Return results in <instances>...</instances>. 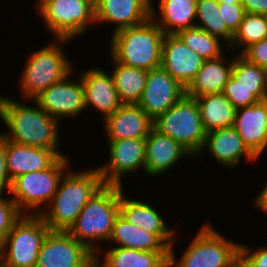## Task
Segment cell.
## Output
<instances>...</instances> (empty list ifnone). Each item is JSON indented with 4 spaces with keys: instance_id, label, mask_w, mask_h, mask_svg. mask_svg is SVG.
Instances as JSON below:
<instances>
[{
    "instance_id": "obj_25",
    "label": "cell",
    "mask_w": 267,
    "mask_h": 267,
    "mask_svg": "<svg viewBox=\"0 0 267 267\" xmlns=\"http://www.w3.org/2000/svg\"><path fill=\"white\" fill-rule=\"evenodd\" d=\"M225 58V55H222L217 59L205 60L195 78L186 87V96L196 98L206 94L222 93L233 68V59L226 61Z\"/></svg>"
},
{
    "instance_id": "obj_34",
    "label": "cell",
    "mask_w": 267,
    "mask_h": 267,
    "mask_svg": "<svg viewBox=\"0 0 267 267\" xmlns=\"http://www.w3.org/2000/svg\"><path fill=\"white\" fill-rule=\"evenodd\" d=\"M232 75L248 88H267V69L249 63L240 54L233 56Z\"/></svg>"
},
{
    "instance_id": "obj_15",
    "label": "cell",
    "mask_w": 267,
    "mask_h": 267,
    "mask_svg": "<svg viewBox=\"0 0 267 267\" xmlns=\"http://www.w3.org/2000/svg\"><path fill=\"white\" fill-rule=\"evenodd\" d=\"M205 59L193 52L176 34H165L161 67L187 87L203 66Z\"/></svg>"
},
{
    "instance_id": "obj_41",
    "label": "cell",
    "mask_w": 267,
    "mask_h": 267,
    "mask_svg": "<svg viewBox=\"0 0 267 267\" xmlns=\"http://www.w3.org/2000/svg\"><path fill=\"white\" fill-rule=\"evenodd\" d=\"M263 188L264 189L261 190L260 194L254 199L253 203L254 207L257 209L259 208L261 212H264L266 213L265 215H267V184Z\"/></svg>"
},
{
    "instance_id": "obj_13",
    "label": "cell",
    "mask_w": 267,
    "mask_h": 267,
    "mask_svg": "<svg viewBox=\"0 0 267 267\" xmlns=\"http://www.w3.org/2000/svg\"><path fill=\"white\" fill-rule=\"evenodd\" d=\"M74 70L64 79L50 85L34 101L51 117L74 118L86 110L84 87L81 77L71 78Z\"/></svg>"
},
{
    "instance_id": "obj_5",
    "label": "cell",
    "mask_w": 267,
    "mask_h": 267,
    "mask_svg": "<svg viewBox=\"0 0 267 267\" xmlns=\"http://www.w3.org/2000/svg\"><path fill=\"white\" fill-rule=\"evenodd\" d=\"M176 237L170 246L169 267H239L240 244L228 240L206 223L177 260Z\"/></svg>"
},
{
    "instance_id": "obj_18",
    "label": "cell",
    "mask_w": 267,
    "mask_h": 267,
    "mask_svg": "<svg viewBox=\"0 0 267 267\" xmlns=\"http://www.w3.org/2000/svg\"><path fill=\"white\" fill-rule=\"evenodd\" d=\"M79 76L84 87L86 110L94 107L102 114L104 121L122 105L111 74L102 68L92 67Z\"/></svg>"
},
{
    "instance_id": "obj_35",
    "label": "cell",
    "mask_w": 267,
    "mask_h": 267,
    "mask_svg": "<svg viewBox=\"0 0 267 267\" xmlns=\"http://www.w3.org/2000/svg\"><path fill=\"white\" fill-rule=\"evenodd\" d=\"M6 198L4 194H0V246L12 230L14 223L23 215L14 200L11 197Z\"/></svg>"
},
{
    "instance_id": "obj_19",
    "label": "cell",
    "mask_w": 267,
    "mask_h": 267,
    "mask_svg": "<svg viewBox=\"0 0 267 267\" xmlns=\"http://www.w3.org/2000/svg\"><path fill=\"white\" fill-rule=\"evenodd\" d=\"M204 149H207L221 166L231 169L237 167L243 158L252 163L258 161L233 126L207 132L202 151Z\"/></svg>"
},
{
    "instance_id": "obj_6",
    "label": "cell",
    "mask_w": 267,
    "mask_h": 267,
    "mask_svg": "<svg viewBox=\"0 0 267 267\" xmlns=\"http://www.w3.org/2000/svg\"><path fill=\"white\" fill-rule=\"evenodd\" d=\"M55 40L27 56L19 87L22 96L24 95L28 101L34 100L50 85L61 81L75 69L62 49V44L71 40Z\"/></svg>"
},
{
    "instance_id": "obj_28",
    "label": "cell",
    "mask_w": 267,
    "mask_h": 267,
    "mask_svg": "<svg viewBox=\"0 0 267 267\" xmlns=\"http://www.w3.org/2000/svg\"><path fill=\"white\" fill-rule=\"evenodd\" d=\"M195 99L206 132L234 125L237 109L223 93L206 94Z\"/></svg>"
},
{
    "instance_id": "obj_45",
    "label": "cell",
    "mask_w": 267,
    "mask_h": 267,
    "mask_svg": "<svg viewBox=\"0 0 267 267\" xmlns=\"http://www.w3.org/2000/svg\"><path fill=\"white\" fill-rule=\"evenodd\" d=\"M0 267H5L1 261H0Z\"/></svg>"
},
{
    "instance_id": "obj_36",
    "label": "cell",
    "mask_w": 267,
    "mask_h": 267,
    "mask_svg": "<svg viewBox=\"0 0 267 267\" xmlns=\"http://www.w3.org/2000/svg\"><path fill=\"white\" fill-rule=\"evenodd\" d=\"M253 249L240 243L239 267H267V246Z\"/></svg>"
},
{
    "instance_id": "obj_22",
    "label": "cell",
    "mask_w": 267,
    "mask_h": 267,
    "mask_svg": "<svg viewBox=\"0 0 267 267\" xmlns=\"http://www.w3.org/2000/svg\"><path fill=\"white\" fill-rule=\"evenodd\" d=\"M103 123L107 140L146 138L153 128V120L138 104H122Z\"/></svg>"
},
{
    "instance_id": "obj_30",
    "label": "cell",
    "mask_w": 267,
    "mask_h": 267,
    "mask_svg": "<svg viewBox=\"0 0 267 267\" xmlns=\"http://www.w3.org/2000/svg\"><path fill=\"white\" fill-rule=\"evenodd\" d=\"M198 20V21H197ZM210 35L219 37L226 44H231L234 34L227 28L226 23L220 14L217 0H197L196 25Z\"/></svg>"
},
{
    "instance_id": "obj_10",
    "label": "cell",
    "mask_w": 267,
    "mask_h": 267,
    "mask_svg": "<svg viewBox=\"0 0 267 267\" xmlns=\"http://www.w3.org/2000/svg\"><path fill=\"white\" fill-rule=\"evenodd\" d=\"M36 6L47 31L55 39L73 40L86 34L90 24L97 27L95 7L87 0H37Z\"/></svg>"
},
{
    "instance_id": "obj_7",
    "label": "cell",
    "mask_w": 267,
    "mask_h": 267,
    "mask_svg": "<svg viewBox=\"0 0 267 267\" xmlns=\"http://www.w3.org/2000/svg\"><path fill=\"white\" fill-rule=\"evenodd\" d=\"M69 160L67 155L60 156L49 168L20 175L11 181L9 194L22 214H41L54 197Z\"/></svg>"
},
{
    "instance_id": "obj_42",
    "label": "cell",
    "mask_w": 267,
    "mask_h": 267,
    "mask_svg": "<svg viewBox=\"0 0 267 267\" xmlns=\"http://www.w3.org/2000/svg\"><path fill=\"white\" fill-rule=\"evenodd\" d=\"M217 2L226 4H242V0H217Z\"/></svg>"
},
{
    "instance_id": "obj_3",
    "label": "cell",
    "mask_w": 267,
    "mask_h": 267,
    "mask_svg": "<svg viewBox=\"0 0 267 267\" xmlns=\"http://www.w3.org/2000/svg\"><path fill=\"white\" fill-rule=\"evenodd\" d=\"M121 186L104 184L90 198L68 233L94 254L102 252L98 241L108 243L116 218L120 215Z\"/></svg>"
},
{
    "instance_id": "obj_39",
    "label": "cell",
    "mask_w": 267,
    "mask_h": 267,
    "mask_svg": "<svg viewBox=\"0 0 267 267\" xmlns=\"http://www.w3.org/2000/svg\"><path fill=\"white\" fill-rule=\"evenodd\" d=\"M10 186L11 180L6 167V138L0 133V194L9 193Z\"/></svg>"
},
{
    "instance_id": "obj_2",
    "label": "cell",
    "mask_w": 267,
    "mask_h": 267,
    "mask_svg": "<svg viewBox=\"0 0 267 267\" xmlns=\"http://www.w3.org/2000/svg\"><path fill=\"white\" fill-rule=\"evenodd\" d=\"M104 185L98 168L67 170L51 202L41 212L50 231H68L90 198Z\"/></svg>"
},
{
    "instance_id": "obj_31",
    "label": "cell",
    "mask_w": 267,
    "mask_h": 267,
    "mask_svg": "<svg viewBox=\"0 0 267 267\" xmlns=\"http://www.w3.org/2000/svg\"><path fill=\"white\" fill-rule=\"evenodd\" d=\"M267 38V19L265 15L245 13L238 30L235 32L231 44L228 46L229 51L240 48L241 54L249 45L257 43ZM244 46V47H243Z\"/></svg>"
},
{
    "instance_id": "obj_27",
    "label": "cell",
    "mask_w": 267,
    "mask_h": 267,
    "mask_svg": "<svg viewBox=\"0 0 267 267\" xmlns=\"http://www.w3.org/2000/svg\"><path fill=\"white\" fill-rule=\"evenodd\" d=\"M118 247L141 251H170V248L154 233L129 223L121 214L116 218L109 239Z\"/></svg>"
},
{
    "instance_id": "obj_12",
    "label": "cell",
    "mask_w": 267,
    "mask_h": 267,
    "mask_svg": "<svg viewBox=\"0 0 267 267\" xmlns=\"http://www.w3.org/2000/svg\"><path fill=\"white\" fill-rule=\"evenodd\" d=\"M95 254L67 231H49L36 264L42 267H91Z\"/></svg>"
},
{
    "instance_id": "obj_17",
    "label": "cell",
    "mask_w": 267,
    "mask_h": 267,
    "mask_svg": "<svg viewBox=\"0 0 267 267\" xmlns=\"http://www.w3.org/2000/svg\"><path fill=\"white\" fill-rule=\"evenodd\" d=\"M94 7L95 23L114 24L112 33L140 25L151 15V0H98Z\"/></svg>"
},
{
    "instance_id": "obj_37",
    "label": "cell",
    "mask_w": 267,
    "mask_h": 267,
    "mask_svg": "<svg viewBox=\"0 0 267 267\" xmlns=\"http://www.w3.org/2000/svg\"><path fill=\"white\" fill-rule=\"evenodd\" d=\"M219 11L222 15L227 28L235 34L240 23L245 15V10L242 4H226L219 3Z\"/></svg>"
},
{
    "instance_id": "obj_21",
    "label": "cell",
    "mask_w": 267,
    "mask_h": 267,
    "mask_svg": "<svg viewBox=\"0 0 267 267\" xmlns=\"http://www.w3.org/2000/svg\"><path fill=\"white\" fill-rule=\"evenodd\" d=\"M233 127L247 148L260 159L267 150V100L238 108Z\"/></svg>"
},
{
    "instance_id": "obj_44",
    "label": "cell",
    "mask_w": 267,
    "mask_h": 267,
    "mask_svg": "<svg viewBox=\"0 0 267 267\" xmlns=\"http://www.w3.org/2000/svg\"><path fill=\"white\" fill-rule=\"evenodd\" d=\"M87 1L91 2L95 6L98 0H87Z\"/></svg>"
},
{
    "instance_id": "obj_24",
    "label": "cell",
    "mask_w": 267,
    "mask_h": 267,
    "mask_svg": "<svg viewBox=\"0 0 267 267\" xmlns=\"http://www.w3.org/2000/svg\"><path fill=\"white\" fill-rule=\"evenodd\" d=\"M197 0H160L156 10L151 0L150 18L165 34L193 28L196 25ZM159 13V15H158Z\"/></svg>"
},
{
    "instance_id": "obj_32",
    "label": "cell",
    "mask_w": 267,
    "mask_h": 267,
    "mask_svg": "<svg viewBox=\"0 0 267 267\" xmlns=\"http://www.w3.org/2000/svg\"><path fill=\"white\" fill-rule=\"evenodd\" d=\"M193 52L205 60H213L223 55L226 45L219 37L210 35L198 27L188 28L176 34ZM221 42H223L221 44Z\"/></svg>"
},
{
    "instance_id": "obj_4",
    "label": "cell",
    "mask_w": 267,
    "mask_h": 267,
    "mask_svg": "<svg viewBox=\"0 0 267 267\" xmlns=\"http://www.w3.org/2000/svg\"><path fill=\"white\" fill-rule=\"evenodd\" d=\"M165 33L149 18L144 23L118 30L110 40V56L117 62L144 70L161 67Z\"/></svg>"
},
{
    "instance_id": "obj_40",
    "label": "cell",
    "mask_w": 267,
    "mask_h": 267,
    "mask_svg": "<svg viewBox=\"0 0 267 267\" xmlns=\"http://www.w3.org/2000/svg\"><path fill=\"white\" fill-rule=\"evenodd\" d=\"M245 13L267 14V0H242Z\"/></svg>"
},
{
    "instance_id": "obj_8",
    "label": "cell",
    "mask_w": 267,
    "mask_h": 267,
    "mask_svg": "<svg viewBox=\"0 0 267 267\" xmlns=\"http://www.w3.org/2000/svg\"><path fill=\"white\" fill-rule=\"evenodd\" d=\"M153 127L181 143L195 157L200 156L207 132L195 98L185 95L165 113L159 115L153 121Z\"/></svg>"
},
{
    "instance_id": "obj_43",
    "label": "cell",
    "mask_w": 267,
    "mask_h": 267,
    "mask_svg": "<svg viewBox=\"0 0 267 267\" xmlns=\"http://www.w3.org/2000/svg\"><path fill=\"white\" fill-rule=\"evenodd\" d=\"M91 267H102L97 261L96 259L93 260Z\"/></svg>"
},
{
    "instance_id": "obj_14",
    "label": "cell",
    "mask_w": 267,
    "mask_h": 267,
    "mask_svg": "<svg viewBox=\"0 0 267 267\" xmlns=\"http://www.w3.org/2000/svg\"><path fill=\"white\" fill-rule=\"evenodd\" d=\"M186 95V87L174 79L164 68L148 71L142 97L137 103L154 121Z\"/></svg>"
},
{
    "instance_id": "obj_33",
    "label": "cell",
    "mask_w": 267,
    "mask_h": 267,
    "mask_svg": "<svg viewBox=\"0 0 267 267\" xmlns=\"http://www.w3.org/2000/svg\"><path fill=\"white\" fill-rule=\"evenodd\" d=\"M222 93L236 109L267 100V88H248L233 75L225 84Z\"/></svg>"
},
{
    "instance_id": "obj_23",
    "label": "cell",
    "mask_w": 267,
    "mask_h": 267,
    "mask_svg": "<svg viewBox=\"0 0 267 267\" xmlns=\"http://www.w3.org/2000/svg\"><path fill=\"white\" fill-rule=\"evenodd\" d=\"M122 187L120 214L129 223L156 234L170 248L176 236L175 229L169 228L164 217L152 205L139 199H127Z\"/></svg>"
},
{
    "instance_id": "obj_26",
    "label": "cell",
    "mask_w": 267,
    "mask_h": 267,
    "mask_svg": "<svg viewBox=\"0 0 267 267\" xmlns=\"http://www.w3.org/2000/svg\"><path fill=\"white\" fill-rule=\"evenodd\" d=\"M107 250L103 262L101 255L95 254L102 267H169L170 251H141L116 245Z\"/></svg>"
},
{
    "instance_id": "obj_38",
    "label": "cell",
    "mask_w": 267,
    "mask_h": 267,
    "mask_svg": "<svg viewBox=\"0 0 267 267\" xmlns=\"http://www.w3.org/2000/svg\"><path fill=\"white\" fill-rule=\"evenodd\" d=\"M240 55L249 63L267 69V38L249 45Z\"/></svg>"
},
{
    "instance_id": "obj_9",
    "label": "cell",
    "mask_w": 267,
    "mask_h": 267,
    "mask_svg": "<svg viewBox=\"0 0 267 267\" xmlns=\"http://www.w3.org/2000/svg\"><path fill=\"white\" fill-rule=\"evenodd\" d=\"M49 231L40 215L23 214L0 246V261L5 267H33Z\"/></svg>"
},
{
    "instance_id": "obj_16",
    "label": "cell",
    "mask_w": 267,
    "mask_h": 267,
    "mask_svg": "<svg viewBox=\"0 0 267 267\" xmlns=\"http://www.w3.org/2000/svg\"><path fill=\"white\" fill-rule=\"evenodd\" d=\"M145 139V174L151 178L171 170L183 157L195 158L181 143L154 127Z\"/></svg>"
},
{
    "instance_id": "obj_20",
    "label": "cell",
    "mask_w": 267,
    "mask_h": 267,
    "mask_svg": "<svg viewBox=\"0 0 267 267\" xmlns=\"http://www.w3.org/2000/svg\"><path fill=\"white\" fill-rule=\"evenodd\" d=\"M60 149L27 146L6 140V167L12 181L14 178L49 168L60 156Z\"/></svg>"
},
{
    "instance_id": "obj_11",
    "label": "cell",
    "mask_w": 267,
    "mask_h": 267,
    "mask_svg": "<svg viewBox=\"0 0 267 267\" xmlns=\"http://www.w3.org/2000/svg\"><path fill=\"white\" fill-rule=\"evenodd\" d=\"M107 142L109 161L97 167L104 184L123 186L121 180L126 175L136 173L139 169L145 172V138H125Z\"/></svg>"
},
{
    "instance_id": "obj_1",
    "label": "cell",
    "mask_w": 267,
    "mask_h": 267,
    "mask_svg": "<svg viewBox=\"0 0 267 267\" xmlns=\"http://www.w3.org/2000/svg\"><path fill=\"white\" fill-rule=\"evenodd\" d=\"M22 104L0 94V119L9 131L1 134L11 142L45 149L59 148V125L34 100Z\"/></svg>"
},
{
    "instance_id": "obj_29",
    "label": "cell",
    "mask_w": 267,
    "mask_h": 267,
    "mask_svg": "<svg viewBox=\"0 0 267 267\" xmlns=\"http://www.w3.org/2000/svg\"><path fill=\"white\" fill-rule=\"evenodd\" d=\"M111 60H113L112 64H114L111 75L120 102L122 104H137L142 97L148 71L123 65L112 56Z\"/></svg>"
}]
</instances>
